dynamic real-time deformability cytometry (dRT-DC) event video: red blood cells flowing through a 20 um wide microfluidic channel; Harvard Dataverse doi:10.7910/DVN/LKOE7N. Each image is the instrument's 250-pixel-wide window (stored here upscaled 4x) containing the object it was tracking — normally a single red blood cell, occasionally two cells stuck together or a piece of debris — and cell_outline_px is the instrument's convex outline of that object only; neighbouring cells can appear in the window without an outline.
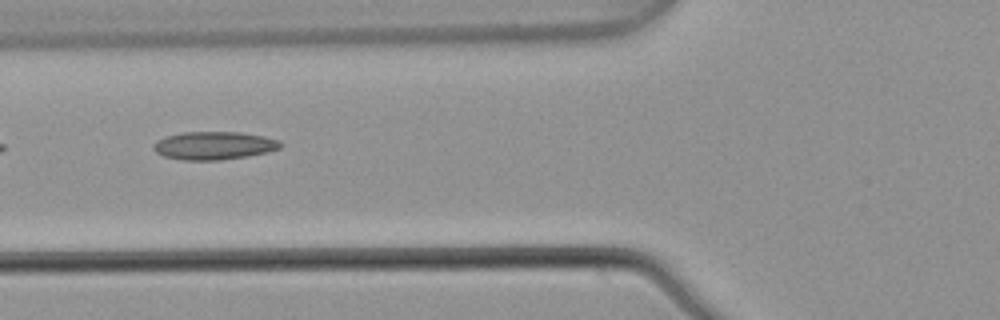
{"species": "common noctule bat (a hibernating species)", "species_latin": "Nyctalus noctula", "temperature_condition": "warm", "stored_images_in_passage": 8, "camera_frame_rate_fps": 3000, "um_per_image_px": 0.085, "animal": {"sex": "male", "body_mass_g": 21.5, "forearm_length_mm": 52.0}, "frame": {"image": 1, "passage_image": 6, "time_ms": 1.667, "image_size_px": [1000, 320], "cell_outline_px": [[284, 144], [280, 148], [268, 152], [220, 160], [184, 160], [164, 156], [156, 152], [152, 148], [152, 144], [156, 140], [168, 136], [184, 132], [240, 132], [264, 136], [280, 140]], "centroid_in_image_um": [18.2, 12.37], "position_along_channel_um": 107.6, "area_um2": 20.75}}
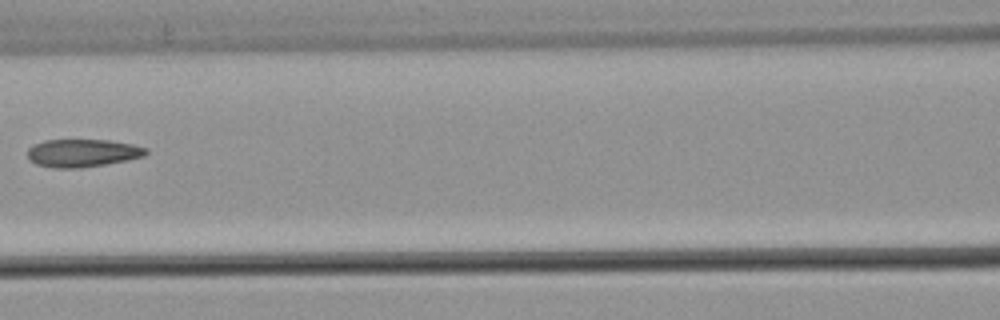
{"frame": {"image": 2, "passage_image": 7, "time_ms": 2.0, "image_size_px": [1000, 320], "cell_outline_px": [[148, 152], [144, 156], [128, 160], [80, 168], [56, 168], [36, 164], [28, 156], [28, 148], [32, 144], [44, 140], [108, 140], [132, 144], [148, 148]], "centroid_in_image_um": [7.02, 13.0], "position_along_channel_um": 159.6, "area_um2": 19.19}}